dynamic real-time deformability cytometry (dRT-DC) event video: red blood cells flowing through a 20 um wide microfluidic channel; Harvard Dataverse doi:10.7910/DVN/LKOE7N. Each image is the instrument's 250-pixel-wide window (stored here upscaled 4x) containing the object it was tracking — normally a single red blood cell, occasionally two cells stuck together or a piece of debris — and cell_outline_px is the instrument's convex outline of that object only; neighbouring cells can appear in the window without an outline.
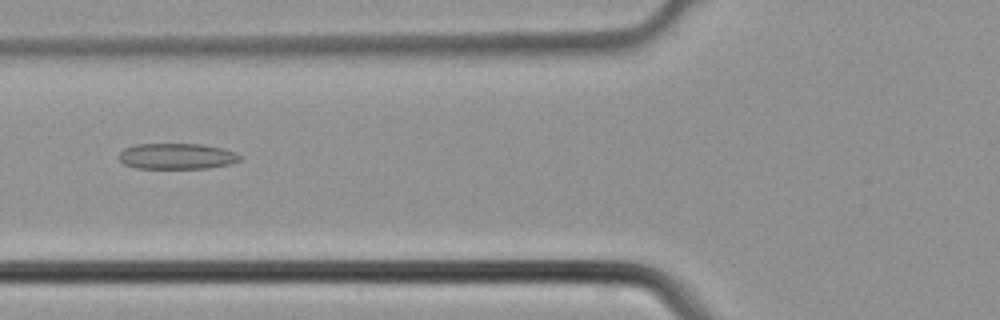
{"species": "common noctule bat (a hibernating species)", "species_latin": "Nyctalus noctula", "temperature_condition": "cold", "stored_images_in_passage": 5, "camera_frame_rate_fps": 3000, "um_per_image_px": 0.085, "animal": {"sex": "male", "body_mass_g": 21.5, "forearm_length_mm": 52.0}, "frame": {"image": 1, "passage_image": 5, "time_ms": 1.333, "image_size_px": [1000, 320], "cell_outline_px": [[244, 156], [240, 160], [228, 164], [204, 168], [136, 168], [124, 164], [120, 160], [120, 152], [124, 148], [136, 144], [204, 144], [236, 152]], "centroid_in_image_um": [15.04, 13.27], "position_along_channel_um": 110.8, "area_um2": 18.15}}